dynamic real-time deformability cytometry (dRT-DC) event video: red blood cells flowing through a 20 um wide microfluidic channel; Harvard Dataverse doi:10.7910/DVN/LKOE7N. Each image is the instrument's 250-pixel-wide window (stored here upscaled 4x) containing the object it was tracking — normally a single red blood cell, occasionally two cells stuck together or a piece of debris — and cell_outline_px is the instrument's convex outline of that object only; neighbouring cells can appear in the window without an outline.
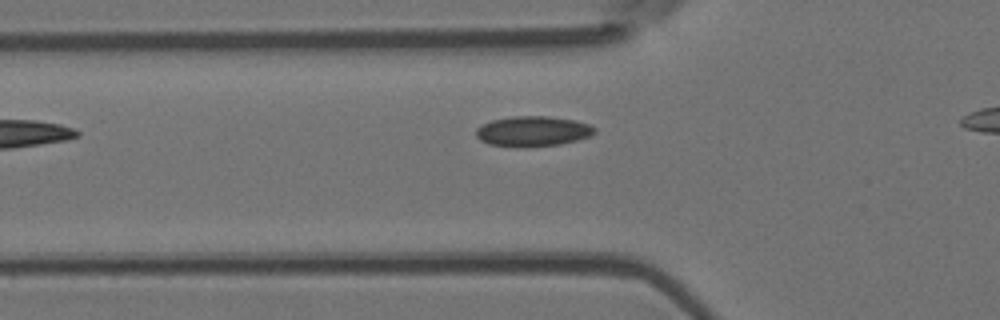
{"species": "Egyptian fruit bat (a non-hibernating species)", "species_latin": "Rousettus aegyptiacus", "temperature_condition": "room temperature", "stored_images_in_passage": 25, "camera_frame_rate_fps": 3000, "um_per_image_px": 0.085, "animal": {"sex": "female"}, "frame": {"image": 1, "passage_image": 4, "time_ms": 1.0, "image_size_px": [1000, 320], "cell_outline_px": [[596, 132], [588, 136], [576, 140], [560, 144], [524, 148], [488, 144], [480, 140], [476, 136], [476, 128], [492, 120], [512, 116], [548, 116], [572, 120], [588, 124], [596, 128]], "centroid_in_image_um": [45.26, 11.17], "position_along_channel_um": 80.5, "area_um2": 20.87}}
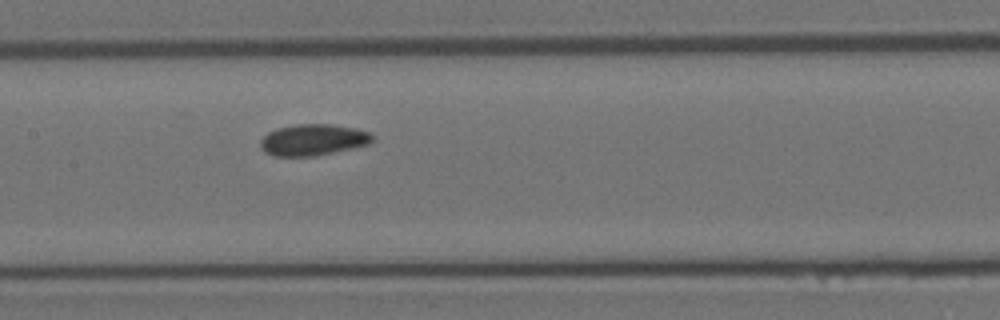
{"frame": {"image": 2, "passage_image": 12, "time_ms": 3.667, "image_size_px": [1000, 320], "cell_outline_px": [[376, 136], [368, 144], [352, 148], [312, 156], [272, 156], [264, 152], [260, 148], [260, 140], [268, 132], [276, 128], [296, 124], [328, 124], [356, 128], [368, 132]], "centroid_in_image_um": [26.57, 11.88], "position_along_channel_um": 180.8, "area_um2": 20.46}}
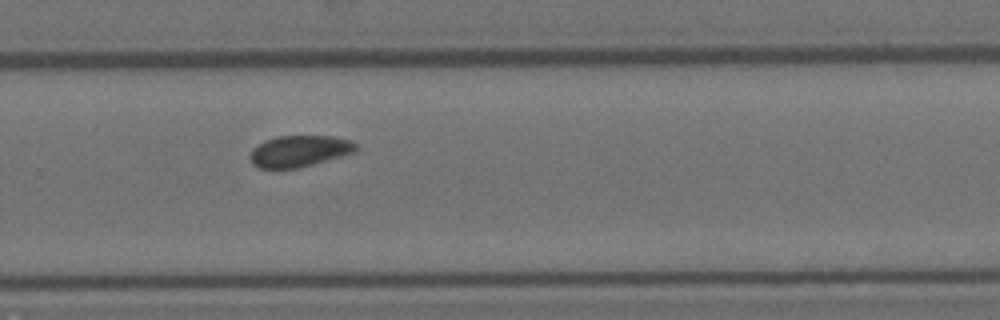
{"frame": {"image": 3, "passage_image": 22, "time_ms": 7.0, "image_size_px": [1000, 320], "cell_outline_px": [[360, 148], [356, 152], [300, 168], [260, 168], [252, 164], [248, 156], [252, 148], [264, 140], [276, 136], [332, 136], [352, 140]], "centroid_in_image_um": [25.45, 12.84], "position_along_channel_um": 304.3, "area_um2": 19.71}}